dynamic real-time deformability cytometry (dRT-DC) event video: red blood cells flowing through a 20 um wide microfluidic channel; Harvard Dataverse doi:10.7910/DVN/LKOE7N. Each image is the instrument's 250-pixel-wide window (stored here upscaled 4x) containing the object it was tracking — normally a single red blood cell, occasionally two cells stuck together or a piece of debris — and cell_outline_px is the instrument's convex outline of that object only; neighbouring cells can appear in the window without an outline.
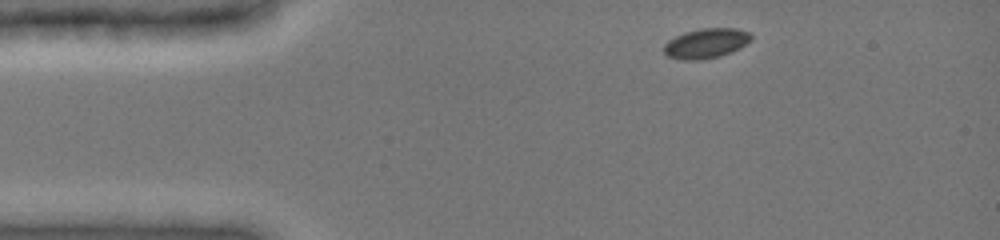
{"species": "common noctule bat (a hibernating species)", "species_latin": "Nyctalus noctula", "temperature_condition": "cold", "stored_images_in_passage": 12, "camera_frame_rate_fps": 3000, "um_per_image_px": 0.085, "animal": {"sex": "female", "body_mass_g": 19.0, "forearm_length_mm": 51.5}, "frame": {"image": 1, "passage_image": 1, "time_ms": 0.0, "image_size_px": [1000, 240], "cell_outline_px": [[752, 40], [740, 48], [720, 56], [700, 60], [684, 60], [668, 56], [664, 52], [664, 44], [668, 40], [684, 32], [700, 28], [736, 28], [748, 32], [752, 36]], "centroid_in_image_um": [60.02, 3.67], "position_along_channel_um": 25.0, "area_um2": 15.2}}
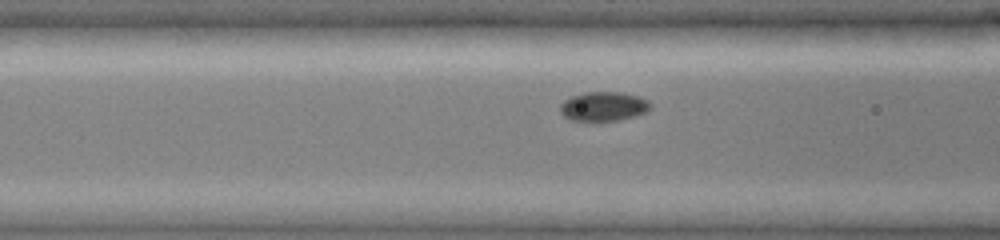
{"frame": {"image": 2, "passage_image": 7, "time_ms": 3.667, "image_size_px": [1000, 240], "cell_outline_px": [[652, 108], [648, 112], [636, 116], [616, 120], [572, 120], [564, 116], [560, 112], [560, 104], [564, 100], [572, 96], [584, 92], [620, 92], [640, 96], [648, 100], [652, 104]], "centroid_in_image_um": [51.35, 9.03], "position_along_channel_um": 115.2, "area_um2": 15.49}}
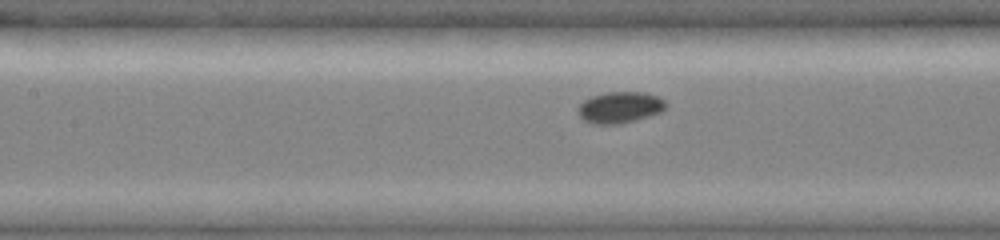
{"frame": {"image": 3, "passage_image": 10, "time_ms": 4.667, "image_size_px": [1000, 240], "cell_outline_px": [[668, 104], [660, 112], [636, 120], [620, 124], [592, 124], [584, 120], [580, 116], [576, 108], [584, 100], [592, 96], [604, 92], [644, 92], [660, 96]], "centroid_in_image_um": [52.69, 9.12], "position_along_channel_um": 154.7, "area_um2": 16.18}}